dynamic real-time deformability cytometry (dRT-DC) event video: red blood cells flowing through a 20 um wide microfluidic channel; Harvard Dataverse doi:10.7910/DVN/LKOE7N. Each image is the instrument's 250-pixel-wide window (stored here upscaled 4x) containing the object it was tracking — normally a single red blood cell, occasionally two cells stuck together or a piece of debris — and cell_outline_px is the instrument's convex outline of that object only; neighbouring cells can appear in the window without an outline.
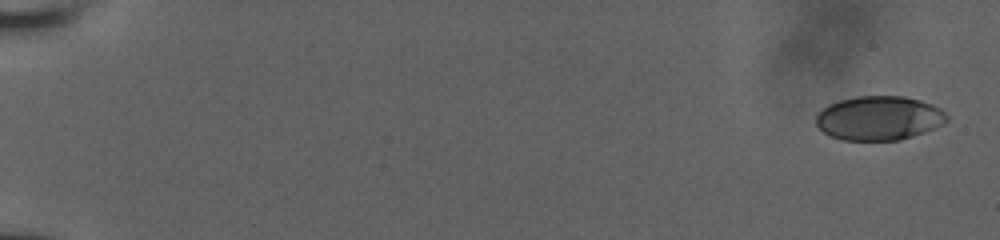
{"species": "human", "species_latin": "Homo sapiens", "temperature_condition": "room temperature", "stored_images_in_passage": 10, "camera_frame_rate_fps": 3000, "um_per_image_px": 0.085, "donor": {"sex": "male"}, "frame": {"image": 1, "passage_image": 1, "time_ms": 0.0, "image_size_px": [1000, 240], "cell_outline_px": [[948, 120], [944, 124], [924, 132], [900, 140], [844, 140], [832, 136], [824, 132], [816, 124], [816, 116], [828, 104], [840, 100], [856, 96], [904, 96], [920, 100], [932, 104], [940, 108], [948, 116]], "centroid_in_image_um": [74.74, 10.03], "position_along_channel_um": 10.3, "area_um2": 33.58}}
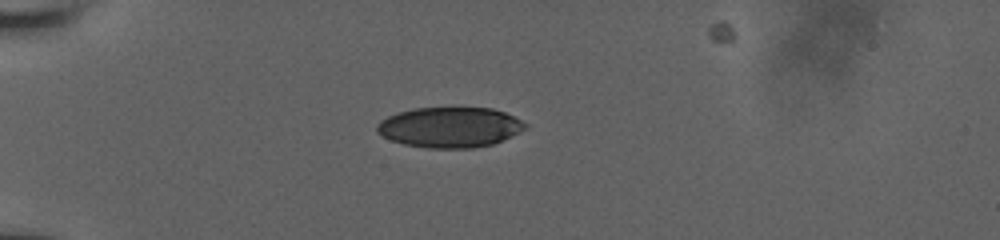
{"frame": {"image": 2, "passage_image": 7, "time_ms": 5.333, "image_size_px": [1000, 240], "cell_outline_px": [[528, 128], [492, 144], [472, 148], [428, 148], [404, 144], [392, 140], [376, 132], [376, 124], [380, 120], [396, 112], [412, 108], [492, 108], [504, 112], [528, 124]], "centroid_in_image_um": [38.21, 10.81], "position_along_channel_um": 46.8, "area_um2": 34.8}}
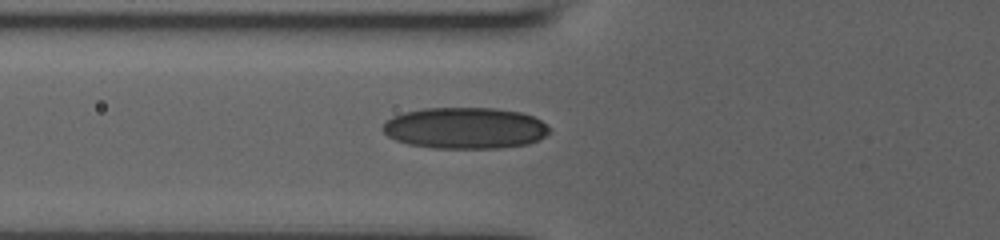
{"frame": {"image": 3, "passage_image": 9, "time_ms": 7.333, "image_size_px": [1000, 240], "cell_outline_px": [[552, 128], [544, 136], [528, 144], [500, 148], [432, 148], [408, 144], [396, 140], [388, 136], [380, 128], [392, 116], [404, 112], [424, 108], [496, 108], [520, 112], [532, 116], [540, 120]], "centroid_in_image_um": [39.52, 10.88], "position_along_channel_um": 86.3, "area_um2": 40.23}}